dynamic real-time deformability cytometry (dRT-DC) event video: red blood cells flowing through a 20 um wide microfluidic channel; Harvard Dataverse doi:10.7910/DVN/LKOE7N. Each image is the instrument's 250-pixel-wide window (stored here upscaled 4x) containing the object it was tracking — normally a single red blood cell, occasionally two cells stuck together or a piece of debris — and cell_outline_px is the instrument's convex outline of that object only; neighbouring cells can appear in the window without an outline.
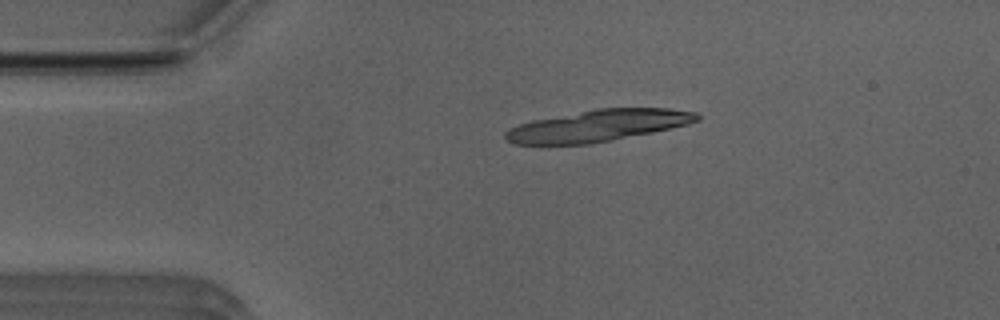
{"species": "Egyptian fruit bat (a non-hibernating species)", "species_latin": "Rousettus aegyptiacus", "temperature_condition": "room temperature", "stored_images_in_passage": 11, "camera_frame_rate_fps": 3000, "um_per_image_px": 0.085, "animal": {"sex": "male"}, "frame": {"image": 1, "passage_image": 4, "time_ms": 1.0, "image_size_px": [1000, 320], "cell_outline_px": [[700, 120], [688, 124], [652, 132], [612, 140], [588, 144], [516, 144], [508, 140], [504, 136], [504, 132], [520, 124], [532, 120], [596, 108], [668, 108], [696, 112], [700, 116]], "centroid_in_image_um": [50.86, 10.67], "position_along_channel_um": 34.1, "area_um2": 35.08}}